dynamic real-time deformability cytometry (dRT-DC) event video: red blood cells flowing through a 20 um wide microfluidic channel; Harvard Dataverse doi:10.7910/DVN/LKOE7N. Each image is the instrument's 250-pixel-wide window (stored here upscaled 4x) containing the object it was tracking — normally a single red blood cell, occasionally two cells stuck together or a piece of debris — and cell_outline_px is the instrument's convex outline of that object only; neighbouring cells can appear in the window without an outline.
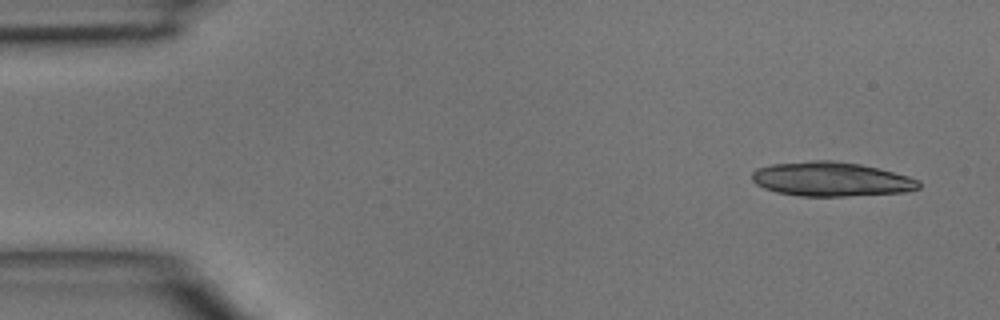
{"species": "common noctule bat (a hibernating species)", "species_latin": "Nyctalus noctula", "temperature_condition": "room temperature", "stored_images_in_passage": 16, "camera_frame_rate_fps": 3000, "um_per_image_px": 0.085, "animal": {"sex": "male", "body_mass_g": 15.6}, "frame": {"image": 1, "passage_image": 1, "time_ms": 0.0, "image_size_px": [1000, 320], "cell_outline_px": [[920, 188], [904, 192], [848, 196], [800, 196], [776, 192], [764, 188], [756, 184], [752, 180], [752, 172], [756, 168], [772, 164], [812, 160], [832, 160], [860, 164], [908, 176], [920, 180]], "centroid_in_image_um": [70.62, 15.23], "position_along_channel_um": 14.4, "area_um2": 33.35}}